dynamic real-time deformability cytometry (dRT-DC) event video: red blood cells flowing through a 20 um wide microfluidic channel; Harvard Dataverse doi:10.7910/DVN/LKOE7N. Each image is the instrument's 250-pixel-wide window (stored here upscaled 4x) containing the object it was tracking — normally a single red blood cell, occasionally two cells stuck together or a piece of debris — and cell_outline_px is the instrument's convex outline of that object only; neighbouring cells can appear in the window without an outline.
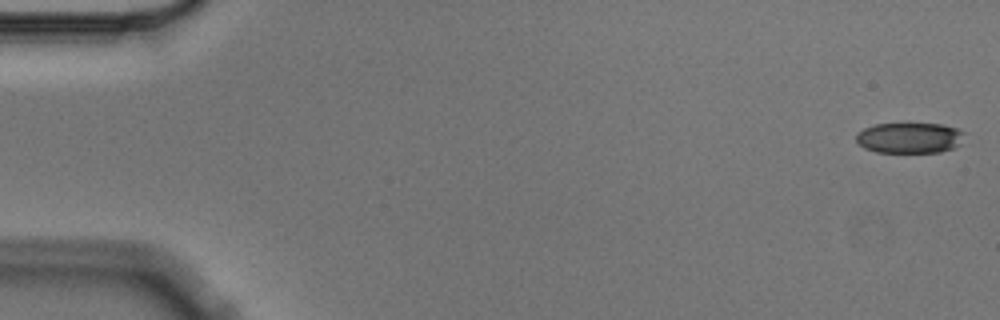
{"species": "Egyptian fruit bat (a non-hibernating species)", "species_latin": "Rousettus aegyptiacus", "temperature_condition": "cold", "stored_images_in_passage": 6, "camera_frame_rate_fps": 3000, "um_per_image_px": 0.085, "animal": {"sex": "male"}, "frame": {"image": 1, "passage_image": 1, "time_ms": 0.0, "image_size_px": [1000, 320], "cell_outline_px": [[964, 132], [956, 144], [952, 148], [940, 152], [876, 152], [864, 148], [856, 140], [856, 132], [864, 128], [876, 124], [944, 124], [956, 128]], "centroid_in_image_um": [77.24, 11.71], "position_along_channel_um": 7.8, "area_um2": 19.02}}
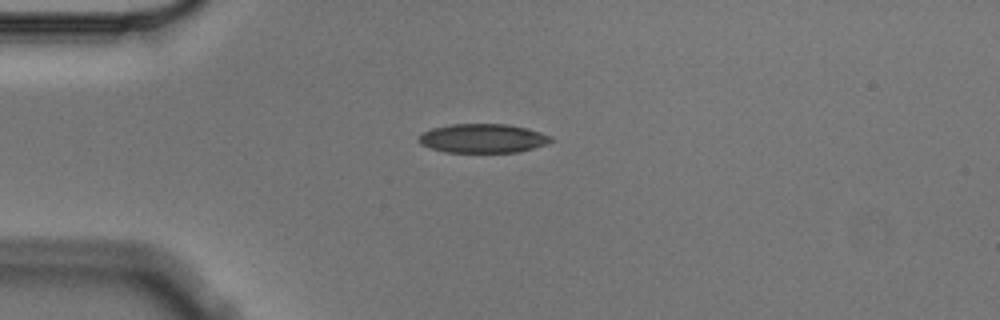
{"frame": {"image": 2, "passage_image": 4, "time_ms": 1.0, "image_size_px": [1000, 320], "cell_outline_px": [[556, 140], [548, 144], [516, 152], [444, 152], [420, 144], [416, 140], [424, 132], [432, 128], [452, 124], [504, 124], [528, 128], [552, 136]], "centroid_in_image_um": [41.07, 11.76], "position_along_channel_um": 43.9, "area_um2": 22.37}}
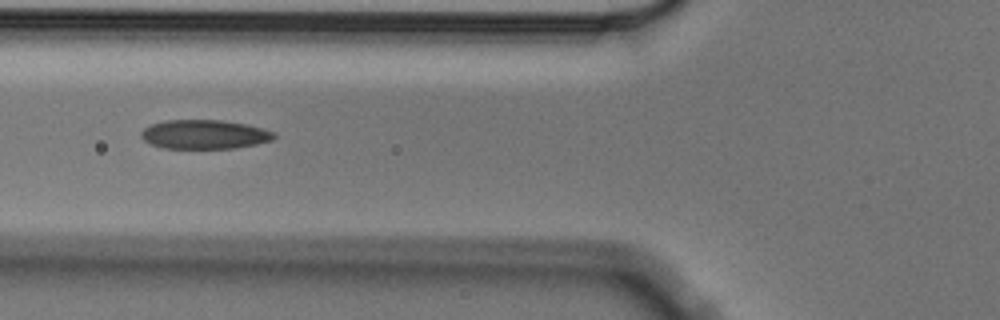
{"frame": {"image": 3, "passage_image": 6, "time_ms": 1.667, "image_size_px": [1000, 320], "cell_outline_px": [[276, 136], [272, 140], [256, 144], [236, 148], [164, 148], [152, 144], [144, 140], [140, 136], [140, 132], [144, 128], [152, 124], [164, 120], [220, 120], [248, 124], [276, 132]], "centroid_in_image_um": [17.39, 11.42], "position_along_channel_um": 108.4, "area_um2": 22.6}}